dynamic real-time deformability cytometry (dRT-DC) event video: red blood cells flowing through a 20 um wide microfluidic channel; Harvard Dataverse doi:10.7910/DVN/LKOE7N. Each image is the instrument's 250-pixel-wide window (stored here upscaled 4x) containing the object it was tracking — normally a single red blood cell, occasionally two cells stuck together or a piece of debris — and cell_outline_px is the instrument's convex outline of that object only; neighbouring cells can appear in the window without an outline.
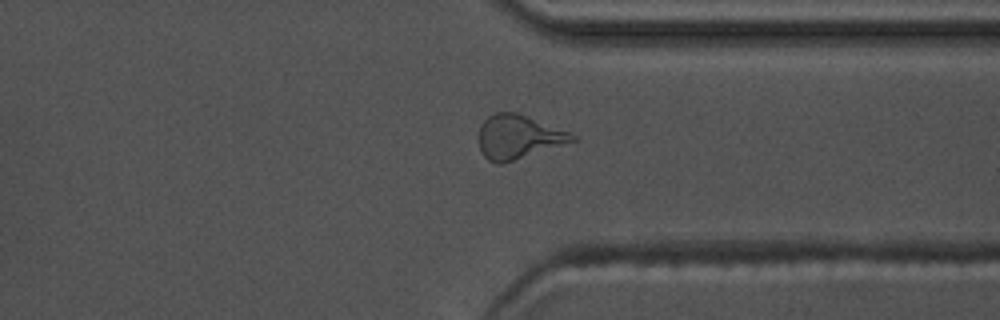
{"species": "common noctule bat (a hibernating species)", "species_latin": "Nyctalus noctula", "temperature_condition": "warm", "stored_images_in_passage": 46, "camera_frame_rate_fps": 3000, "um_per_image_px": 0.085, "animal": {"sex": "male", "body_mass_g": 17.5, "forearm_length_mm": 52.3}, "frame": {"image": 1, "passage_image": 33, "time_ms": 10.667, "image_size_px": [1000, 320], "cell_outline_px": [[580, 140], [500, 164], [496, 164], [488, 160], [484, 156], [480, 148], [480, 124], [488, 116], [496, 112], [516, 112], [568, 132], [576, 136]], "centroid_in_image_um": [44.06, 11.64], "position_along_channel_um": 367.3, "area_um2": 23.64}, "authors_computed_cell_mechanics": {"area_um2": 22.6287, "velocity_mm_per_s": 3.7081, "shape_relaxation_time_tau1_ms": 8.6267, "shape_relaxation_time_tau2_ms": 1.5545, "deformation_change_tau1": 0.2402, "deformation_change_tau2": 0.0872}}